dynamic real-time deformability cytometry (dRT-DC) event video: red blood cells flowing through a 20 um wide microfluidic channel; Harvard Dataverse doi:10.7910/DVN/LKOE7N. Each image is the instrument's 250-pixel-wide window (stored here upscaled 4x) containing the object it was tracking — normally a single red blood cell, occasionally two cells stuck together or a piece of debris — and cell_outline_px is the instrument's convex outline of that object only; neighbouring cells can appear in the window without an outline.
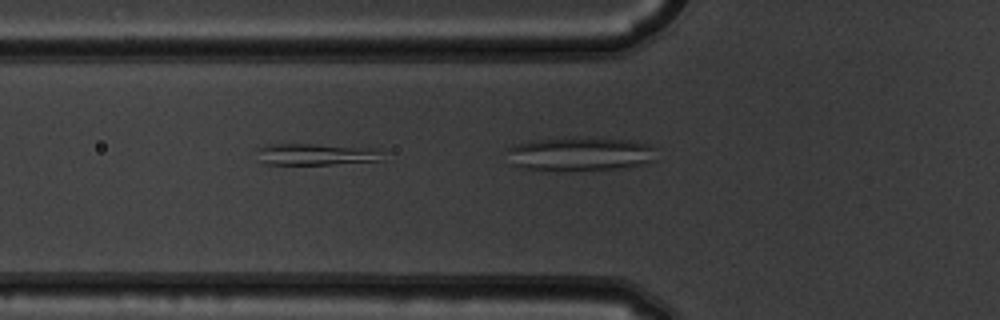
{"species": "common noctule bat (a hibernating species)", "species_latin": "Nyctalus noctula", "temperature_condition": "warm", "stored_images_in_passage": 6, "camera_frame_rate_fps": 3000, "um_per_image_px": 0.085, "animal": {"sex": "male", "body_mass_g": 19.5, "forearm_length_mm": 54.6}, "frame": {"image": 1, "passage_image": 6, "time_ms": 1.667, "image_size_px": [1000, 320], "cell_outline_px": [[380, 160], [332, 164], [268, 164], [260, 160], [256, 148], [268, 144], [312, 144], [380, 148]], "centroid_in_image_um": [26.83, 13.1], "position_along_channel_um": 99.0, "area_um2": 15.66}}